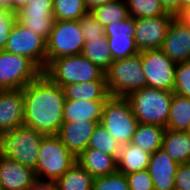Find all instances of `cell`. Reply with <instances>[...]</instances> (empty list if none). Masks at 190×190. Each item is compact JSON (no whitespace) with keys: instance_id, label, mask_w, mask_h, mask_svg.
I'll list each match as a JSON object with an SVG mask.
<instances>
[{"instance_id":"8d00e7d4","label":"cell","mask_w":190,"mask_h":190,"mask_svg":"<svg viewBox=\"0 0 190 190\" xmlns=\"http://www.w3.org/2000/svg\"><path fill=\"white\" fill-rule=\"evenodd\" d=\"M175 190H190V163L178 166L175 176Z\"/></svg>"},{"instance_id":"8fae6325","label":"cell","mask_w":190,"mask_h":190,"mask_svg":"<svg viewBox=\"0 0 190 190\" xmlns=\"http://www.w3.org/2000/svg\"><path fill=\"white\" fill-rule=\"evenodd\" d=\"M140 58L147 87L173 91L176 63L161 49L142 50L140 51Z\"/></svg>"},{"instance_id":"30bf717a","label":"cell","mask_w":190,"mask_h":190,"mask_svg":"<svg viewBox=\"0 0 190 190\" xmlns=\"http://www.w3.org/2000/svg\"><path fill=\"white\" fill-rule=\"evenodd\" d=\"M4 50L31 59L42 71L47 66L46 40L24 27L17 20L10 32Z\"/></svg>"},{"instance_id":"2e32d148","label":"cell","mask_w":190,"mask_h":190,"mask_svg":"<svg viewBox=\"0 0 190 190\" xmlns=\"http://www.w3.org/2000/svg\"><path fill=\"white\" fill-rule=\"evenodd\" d=\"M23 124V89L0 90V134Z\"/></svg>"},{"instance_id":"7a4b0ae2","label":"cell","mask_w":190,"mask_h":190,"mask_svg":"<svg viewBox=\"0 0 190 190\" xmlns=\"http://www.w3.org/2000/svg\"><path fill=\"white\" fill-rule=\"evenodd\" d=\"M46 135L30 126L20 125L0 134V155L35 170L40 145Z\"/></svg>"},{"instance_id":"7dc6e473","label":"cell","mask_w":190,"mask_h":190,"mask_svg":"<svg viewBox=\"0 0 190 190\" xmlns=\"http://www.w3.org/2000/svg\"><path fill=\"white\" fill-rule=\"evenodd\" d=\"M188 134H190V125H189V127H188V129H187V131H186Z\"/></svg>"},{"instance_id":"f546056e","label":"cell","mask_w":190,"mask_h":190,"mask_svg":"<svg viewBox=\"0 0 190 190\" xmlns=\"http://www.w3.org/2000/svg\"><path fill=\"white\" fill-rule=\"evenodd\" d=\"M88 148L104 152L105 154L113 156L117 160L121 147L102 124L98 123L89 140Z\"/></svg>"},{"instance_id":"484cf974","label":"cell","mask_w":190,"mask_h":190,"mask_svg":"<svg viewBox=\"0 0 190 190\" xmlns=\"http://www.w3.org/2000/svg\"><path fill=\"white\" fill-rule=\"evenodd\" d=\"M94 177L77 161L55 181L56 190H92Z\"/></svg>"},{"instance_id":"f1b7e54d","label":"cell","mask_w":190,"mask_h":190,"mask_svg":"<svg viewBox=\"0 0 190 190\" xmlns=\"http://www.w3.org/2000/svg\"><path fill=\"white\" fill-rule=\"evenodd\" d=\"M92 13L104 26L121 22L129 17V11L125 0H112L100 7L95 8Z\"/></svg>"},{"instance_id":"60d3db41","label":"cell","mask_w":190,"mask_h":190,"mask_svg":"<svg viewBox=\"0 0 190 190\" xmlns=\"http://www.w3.org/2000/svg\"><path fill=\"white\" fill-rule=\"evenodd\" d=\"M112 1V0H84V4L87 11H93L95 8Z\"/></svg>"},{"instance_id":"3957f363","label":"cell","mask_w":190,"mask_h":190,"mask_svg":"<svg viewBox=\"0 0 190 190\" xmlns=\"http://www.w3.org/2000/svg\"><path fill=\"white\" fill-rule=\"evenodd\" d=\"M43 73L55 84L63 86L89 81H106L105 72L82 54L56 58Z\"/></svg>"},{"instance_id":"6da1fadb","label":"cell","mask_w":190,"mask_h":190,"mask_svg":"<svg viewBox=\"0 0 190 190\" xmlns=\"http://www.w3.org/2000/svg\"><path fill=\"white\" fill-rule=\"evenodd\" d=\"M24 125L44 135H57L63 123V89L44 73L23 88Z\"/></svg>"},{"instance_id":"7c38bea8","label":"cell","mask_w":190,"mask_h":190,"mask_svg":"<svg viewBox=\"0 0 190 190\" xmlns=\"http://www.w3.org/2000/svg\"><path fill=\"white\" fill-rule=\"evenodd\" d=\"M53 1L29 0L26 6L16 12V20L47 40L55 21Z\"/></svg>"},{"instance_id":"4316f807","label":"cell","mask_w":190,"mask_h":190,"mask_svg":"<svg viewBox=\"0 0 190 190\" xmlns=\"http://www.w3.org/2000/svg\"><path fill=\"white\" fill-rule=\"evenodd\" d=\"M190 125V98L173 93L166 129L186 132Z\"/></svg>"},{"instance_id":"5b68a950","label":"cell","mask_w":190,"mask_h":190,"mask_svg":"<svg viewBox=\"0 0 190 190\" xmlns=\"http://www.w3.org/2000/svg\"><path fill=\"white\" fill-rule=\"evenodd\" d=\"M140 52L134 56L113 60L105 71L110 96L126 97L133 91L147 87Z\"/></svg>"},{"instance_id":"e575fe53","label":"cell","mask_w":190,"mask_h":190,"mask_svg":"<svg viewBox=\"0 0 190 190\" xmlns=\"http://www.w3.org/2000/svg\"><path fill=\"white\" fill-rule=\"evenodd\" d=\"M173 93L190 98V61L176 63Z\"/></svg>"},{"instance_id":"83f0119b","label":"cell","mask_w":190,"mask_h":190,"mask_svg":"<svg viewBox=\"0 0 190 190\" xmlns=\"http://www.w3.org/2000/svg\"><path fill=\"white\" fill-rule=\"evenodd\" d=\"M81 54L104 72L113 62L107 37L105 35L102 38H94L90 41H85Z\"/></svg>"},{"instance_id":"d6a6232c","label":"cell","mask_w":190,"mask_h":190,"mask_svg":"<svg viewBox=\"0 0 190 190\" xmlns=\"http://www.w3.org/2000/svg\"><path fill=\"white\" fill-rule=\"evenodd\" d=\"M92 190H130V188L125 174L116 171L95 177Z\"/></svg>"},{"instance_id":"ee69618b","label":"cell","mask_w":190,"mask_h":190,"mask_svg":"<svg viewBox=\"0 0 190 190\" xmlns=\"http://www.w3.org/2000/svg\"><path fill=\"white\" fill-rule=\"evenodd\" d=\"M29 0H12V12L16 13L22 7L26 6Z\"/></svg>"},{"instance_id":"9a60e30c","label":"cell","mask_w":190,"mask_h":190,"mask_svg":"<svg viewBox=\"0 0 190 190\" xmlns=\"http://www.w3.org/2000/svg\"><path fill=\"white\" fill-rule=\"evenodd\" d=\"M161 50L175 63L190 61V26L174 17Z\"/></svg>"},{"instance_id":"e0dca14e","label":"cell","mask_w":190,"mask_h":190,"mask_svg":"<svg viewBox=\"0 0 190 190\" xmlns=\"http://www.w3.org/2000/svg\"><path fill=\"white\" fill-rule=\"evenodd\" d=\"M179 164L162 148L151 154L148 172L152 178L154 190H175V176Z\"/></svg>"},{"instance_id":"7bdbcfd3","label":"cell","mask_w":190,"mask_h":190,"mask_svg":"<svg viewBox=\"0 0 190 190\" xmlns=\"http://www.w3.org/2000/svg\"><path fill=\"white\" fill-rule=\"evenodd\" d=\"M177 17L181 19L187 26H190V5L183 8Z\"/></svg>"},{"instance_id":"bcb514c9","label":"cell","mask_w":190,"mask_h":190,"mask_svg":"<svg viewBox=\"0 0 190 190\" xmlns=\"http://www.w3.org/2000/svg\"><path fill=\"white\" fill-rule=\"evenodd\" d=\"M188 5H190V0H180V13Z\"/></svg>"},{"instance_id":"603a6c76","label":"cell","mask_w":190,"mask_h":190,"mask_svg":"<svg viewBox=\"0 0 190 190\" xmlns=\"http://www.w3.org/2000/svg\"><path fill=\"white\" fill-rule=\"evenodd\" d=\"M151 154L140 147L128 143L120 148L117 159V171L125 175L148 168Z\"/></svg>"},{"instance_id":"5bb4252c","label":"cell","mask_w":190,"mask_h":190,"mask_svg":"<svg viewBox=\"0 0 190 190\" xmlns=\"http://www.w3.org/2000/svg\"><path fill=\"white\" fill-rule=\"evenodd\" d=\"M173 15H161L150 18H136L135 42L139 51L161 49Z\"/></svg>"},{"instance_id":"ba28073f","label":"cell","mask_w":190,"mask_h":190,"mask_svg":"<svg viewBox=\"0 0 190 190\" xmlns=\"http://www.w3.org/2000/svg\"><path fill=\"white\" fill-rule=\"evenodd\" d=\"M84 44L79 20H55L46 40L47 65L56 58L81 54Z\"/></svg>"},{"instance_id":"44dd1931","label":"cell","mask_w":190,"mask_h":190,"mask_svg":"<svg viewBox=\"0 0 190 190\" xmlns=\"http://www.w3.org/2000/svg\"><path fill=\"white\" fill-rule=\"evenodd\" d=\"M76 161L94 178L117 171V160L113 156L91 148L81 152Z\"/></svg>"},{"instance_id":"f6af8a7d","label":"cell","mask_w":190,"mask_h":190,"mask_svg":"<svg viewBox=\"0 0 190 190\" xmlns=\"http://www.w3.org/2000/svg\"><path fill=\"white\" fill-rule=\"evenodd\" d=\"M0 7L5 11L12 12V0H0Z\"/></svg>"},{"instance_id":"d4e9b609","label":"cell","mask_w":190,"mask_h":190,"mask_svg":"<svg viewBox=\"0 0 190 190\" xmlns=\"http://www.w3.org/2000/svg\"><path fill=\"white\" fill-rule=\"evenodd\" d=\"M165 130L166 128L160 125L138 123L130 143L153 154L157 149L162 148Z\"/></svg>"},{"instance_id":"d590c367","label":"cell","mask_w":190,"mask_h":190,"mask_svg":"<svg viewBox=\"0 0 190 190\" xmlns=\"http://www.w3.org/2000/svg\"><path fill=\"white\" fill-rule=\"evenodd\" d=\"M125 176L130 190H154L152 178L147 169L133 172Z\"/></svg>"},{"instance_id":"cb8c5ba5","label":"cell","mask_w":190,"mask_h":190,"mask_svg":"<svg viewBox=\"0 0 190 190\" xmlns=\"http://www.w3.org/2000/svg\"><path fill=\"white\" fill-rule=\"evenodd\" d=\"M162 149L179 165L190 163V134L166 129Z\"/></svg>"},{"instance_id":"836d02e7","label":"cell","mask_w":190,"mask_h":190,"mask_svg":"<svg viewBox=\"0 0 190 190\" xmlns=\"http://www.w3.org/2000/svg\"><path fill=\"white\" fill-rule=\"evenodd\" d=\"M79 25L83 32L84 41L102 38L105 35V27L96 19L92 11H87L79 19Z\"/></svg>"},{"instance_id":"4dcf8cb0","label":"cell","mask_w":190,"mask_h":190,"mask_svg":"<svg viewBox=\"0 0 190 190\" xmlns=\"http://www.w3.org/2000/svg\"><path fill=\"white\" fill-rule=\"evenodd\" d=\"M87 12L84 0H54L53 16L55 20H79Z\"/></svg>"},{"instance_id":"f35d334b","label":"cell","mask_w":190,"mask_h":190,"mask_svg":"<svg viewBox=\"0 0 190 190\" xmlns=\"http://www.w3.org/2000/svg\"><path fill=\"white\" fill-rule=\"evenodd\" d=\"M166 13L177 17L180 14V0H159Z\"/></svg>"},{"instance_id":"277c9868","label":"cell","mask_w":190,"mask_h":190,"mask_svg":"<svg viewBox=\"0 0 190 190\" xmlns=\"http://www.w3.org/2000/svg\"><path fill=\"white\" fill-rule=\"evenodd\" d=\"M173 91L144 87L126 98L139 123L156 124L166 128Z\"/></svg>"},{"instance_id":"b9f144b4","label":"cell","mask_w":190,"mask_h":190,"mask_svg":"<svg viewBox=\"0 0 190 190\" xmlns=\"http://www.w3.org/2000/svg\"><path fill=\"white\" fill-rule=\"evenodd\" d=\"M0 22H16V13L5 11L0 7Z\"/></svg>"},{"instance_id":"ffe728a7","label":"cell","mask_w":190,"mask_h":190,"mask_svg":"<svg viewBox=\"0 0 190 190\" xmlns=\"http://www.w3.org/2000/svg\"><path fill=\"white\" fill-rule=\"evenodd\" d=\"M106 101L65 100L63 122L96 121L101 122Z\"/></svg>"},{"instance_id":"ac0fdd59","label":"cell","mask_w":190,"mask_h":190,"mask_svg":"<svg viewBox=\"0 0 190 190\" xmlns=\"http://www.w3.org/2000/svg\"><path fill=\"white\" fill-rule=\"evenodd\" d=\"M35 180L32 168L0 155L1 190H27Z\"/></svg>"},{"instance_id":"8992f818","label":"cell","mask_w":190,"mask_h":190,"mask_svg":"<svg viewBox=\"0 0 190 190\" xmlns=\"http://www.w3.org/2000/svg\"><path fill=\"white\" fill-rule=\"evenodd\" d=\"M138 123L126 97L110 96L106 100L100 124L120 147L131 142Z\"/></svg>"},{"instance_id":"d6986e66","label":"cell","mask_w":190,"mask_h":190,"mask_svg":"<svg viewBox=\"0 0 190 190\" xmlns=\"http://www.w3.org/2000/svg\"><path fill=\"white\" fill-rule=\"evenodd\" d=\"M98 122L86 120L63 122L57 136L65 147L77 157L88 148L89 140Z\"/></svg>"},{"instance_id":"1f68e13d","label":"cell","mask_w":190,"mask_h":190,"mask_svg":"<svg viewBox=\"0 0 190 190\" xmlns=\"http://www.w3.org/2000/svg\"><path fill=\"white\" fill-rule=\"evenodd\" d=\"M129 16L133 18H150L166 13L159 0H125Z\"/></svg>"},{"instance_id":"9c48e42d","label":"cell","mask_w":190,"mask_h":190,"mask_svg":"<svg viewBox=\"0 0 190 190\" xmlns=\"http://www.w3.org/2000/svg\"><path fill=\"white\" fill-rule=\"evenodd\" d=\"M42 73L28 57L0 51V90L23 89Z\"/></svg>"},{"instance_id":"74e56055","label":"cell","mask_w":190,"mask_h":190,"mask_svg":"<svg viewBox=\"0 0 190 190\" xmlns=\"http://www.w3.org/2000/svg\"><path fill=\"white\" fill-rule=\"evenodd\" d=\"M15 22H0V51L4 50Z\"/></svg>"},{"instance_id":"52a82bcc","label":"cell","mask_w":190,"mask_h":190,"mask_svg":"<svg viewBox=\"0 0 190 190\" xmlns=\"http://www.w3.org/2000/svg\"><path fill=\"white\" fill-rule=\"evenodd\" d=\"M76 157L65 147L57 135L43 138L36 168V179L56 181L75 163Z\"/></svg>"},{"instance_id":"ab89813d","label":"cell","mask_w":190,"mask_h":190,"mask_svg":"<svg viewBox=\"0 0 190 190\" xmlns=\"http://www.w3.org/2000/svg\"><path fill=\"white\" fill-rule=\"evenodd\" d=\"M27 190H56L54 181L36 179Z\"/></svg>"},{"instance_id":"7402d4cb","label":"cell","mask_w":190,"mask_h":190,"mask_svg":"<svg viewBox=\"0 0 190 190\" xmlns=\"http://www.w3.org/2000/svg\"><path fill=\"white\" fill-rule=\"evenodd\" d=\"M62 89L66 100L106 101L110 97L106 81L69 83L63 85Z\"/></svg>"},{"instance_id":"4fadbf2b","label":"cell","mask_w":190,"mask_h":190,"mask_svg":"<svg viewBox=\"0 0 190 190\" xmlns=\"http://www.w3.org/2000/svg\"><path fill=\"white\" fill-rule=\"evenodd\" d=\"M135 22L136 18L129 16L121 22L105 27V36L113 60L131 57L140 52L134 39Z\"/></svg>"}]
</instances>
